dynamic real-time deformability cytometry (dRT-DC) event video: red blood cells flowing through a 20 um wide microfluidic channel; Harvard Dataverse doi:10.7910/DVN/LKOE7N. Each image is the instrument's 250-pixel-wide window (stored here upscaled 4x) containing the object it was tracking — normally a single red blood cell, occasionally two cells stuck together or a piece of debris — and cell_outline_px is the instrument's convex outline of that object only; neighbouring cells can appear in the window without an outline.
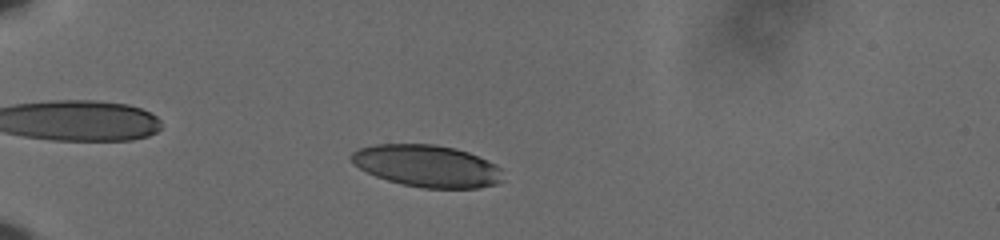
{"species": "human", "species_latin": "Homo sapiens", "temperature_condition": "cold", "stored_images_in_passage": 51, "camera_frame_rate_fps": 3000, "um_per_image_px": 0.085, "donor": {"sex": "male"}, "frame": {"image": 1, "passage_image": 10, "time_ms": 3.0, "image_size_px": [1000, 240], "cell_outline_px": [[504, 180], [496, 184], [480, 188], [424, 188], [400, 184], [376, 176], [352, 164], [348, 156], [352, 152], [360, 148], [376, 144], [436, 144], [456, 148], [468, 152], [488, 160], [496, 164], [500, 168]], "centroid_in_image_um": [36.31, 14.1], "position_along_channel_um": 48.7, "area_um2": 37.4}}
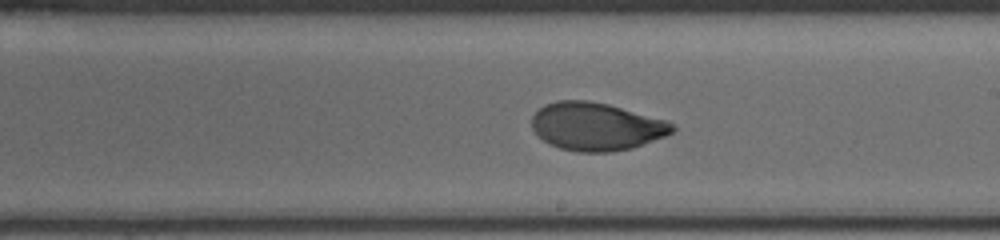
{"frame": {"image": 2, "passage_image": 29, "time_ms": 9.333, "image_size_px": [1000, 240], "cell_outline_px": [[676, 128], [672, 132], [664, 136], [632, 148], [608, 152], [576, 152], [560, 148], [548, 144], [532, 128], [532, 116], [544, 104], [556, 100], [588, 100], [608, 104], [668, 120]], "centroid_in_image_um": [50.67, 10.74], "position_along_channel_um": 238.3, "area_um2": 39.25}}
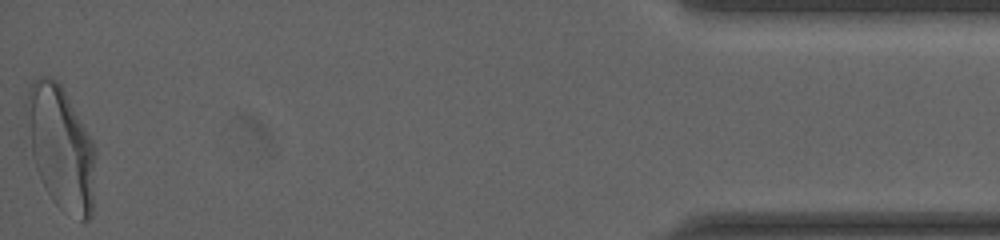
{"frame": {"image": 3, "passage_image": 51, "time_ms": 16.667, "image_size_px": [1000, 240], "cell_outline_px": [[96, 156], [92, 216], [88, 220], [80, 220], [60, 208], [52, 200], [40, 180], [32, 156], [24, 112], [24, 104], [28, 84], [32, 80], [40, 76], [48, 76], [56, 80], [60, 84], [92, 140], [96, 148]], "centroid_in_image_um": [5.15, 12.53], "position_along_channel_um": 430.1, "area_um2": 50.11}, "authors_computed_cell_mechanics": {"area_um2": 39.2462, "velocity_mm_per_s": 3.6212, "shape_relaxation_time_tau1_ms": 3.6689, "shape_relaxation_time_tau2_ms": 0.9135, "deformation_change_tau1": 0.1489, "deformation_change_tau2": 0.0499}}